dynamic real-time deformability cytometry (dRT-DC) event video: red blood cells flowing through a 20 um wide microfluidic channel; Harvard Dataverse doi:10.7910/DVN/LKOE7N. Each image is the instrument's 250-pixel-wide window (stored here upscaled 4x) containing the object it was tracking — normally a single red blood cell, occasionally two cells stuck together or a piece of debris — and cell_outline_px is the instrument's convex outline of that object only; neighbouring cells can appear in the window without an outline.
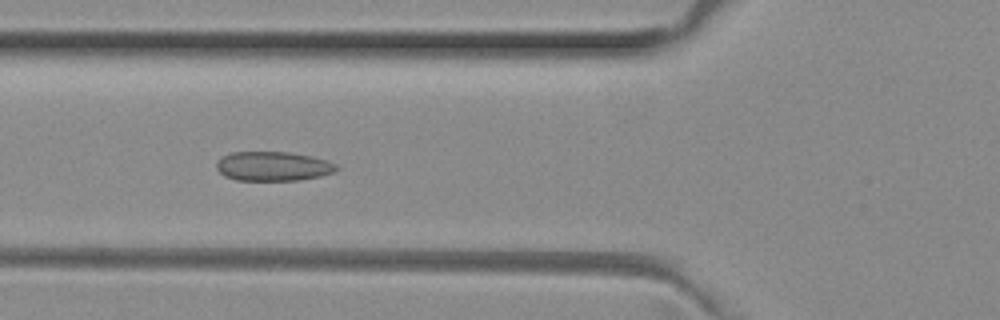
{"species": "common noctule bat (a hibernating species)", "species_latin": "Nyctalus noctula", "temperature_condition": "room temperature", "stored_images_in_passage": 51, "camera_frame_rate_fps": 3000, "um_per_image_px": 0.085, "animal": {"sex": "female", "body_mass_g": 29.2, "forearm_length_mm": 56.3}, "frame": {"image": 1, "passage_image": 18, "time_ms": 5.667, "image_size_px": [1000, 320], "cell_outline_px": [[340, 168], [336, 172], [320, 176], [300, 180], [236, 180], [224, 176], [216, 168], [216, 160], [232, 152], [288, 152], [312, 156], [328, 160], [336, 164]], "centroid_in_image_um": [23.24, 14.13], "position_along_channel_um": 102.6, "area_um2": 20.69}}
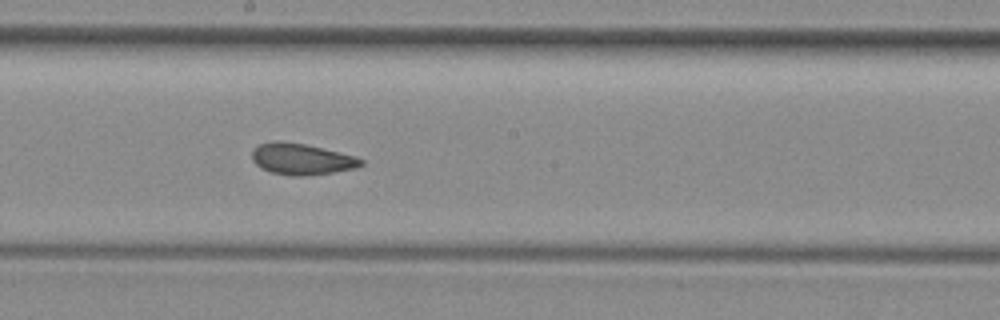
{"frame": {"image": 2, "passage_image": 27, "time_ms": 8.667, "image_size_px": [1000, 320], "cell_outline_px": [[364, 164], [356, 168], [332, 172], [304, 176], [292, 176], [272, 172], [260, 168], [252, 160], [252, 148], [260, 144], [272, 140], [276, 140], [304, 144], [356, 156], [364, 160]], "centroid_in_image_um": [25.61, 13.52], "position_along_channel_um": 222.6, "area_um2": 19.88}}
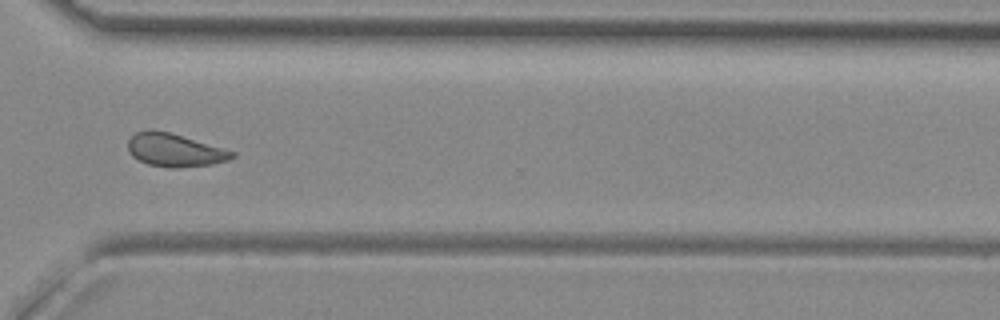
{"frame": {"image": 3, "passage_image": 37, "time_ms": 12.0, "image_size_px": [1000, 320], "cell_outline_px": [[236, 156], [228, 160], [212, 164], [180, 168], [172, 168], [148, 164], [132, 156], [128, 152], [128, 140], [136, 132], [168, 132], [236, 152]], "centroid_in_image_um": [14.87, 12.8], "position_along_channel_um": 355.7, "area_um2": 19.54}}